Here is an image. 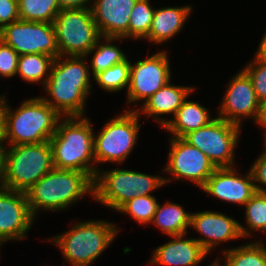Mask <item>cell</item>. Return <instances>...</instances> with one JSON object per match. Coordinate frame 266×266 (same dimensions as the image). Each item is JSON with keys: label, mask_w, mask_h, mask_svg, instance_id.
Segmentation results:
<instances>
[{"label": "cell", "mask_w": 266, "mask_h": 266, "mask_svg": "<svg viewBox=\"0 0 266 266\" xmlns=\"http://www.w3.org/2000/svg\"><path fill=\"white\" fill-rule=\"evenodd\" d=\"M86 56H58L44 85L41 98L62 117H85L93 79Z\"/></svg>", "instance_id": "1"}, {"label": "cell", "mask_w": 266, "mask_h": 266, "mask_svg": "<svg viewBox=\"0 0 266 266\" xmlns=\"http://www.w3.org/2000/svg\"><path fill=\"white\" fill-rule=\"evenodd\" d=\"M53 167L87 174L93 181L98 168L94 158V130L88 117H63L50 139Z\"/></svg>", "instance_id": "2"}, {"label": "cell", "mask_w": 266, "mask_h": 266, "mask_svg": "<svg viewBox=\"0 0 266 266\" xmlns=\"http://www.w3.org/2000/svg\"><path fill=\"white\" fill-rule=\"evenodd\" d=\"M32 216L41 211H63L88 194L93 199V180L75 170L53 168L26 192Z\"/></svg>", "instance_id": "3"}, {"label": "cell", "mask_w": 266, "mask_h": 266, "mask_svg": "<svg viewBox=\"0 0 266 266\" xmlns=\"http://www.w3.org/2000/svg\"><path fill=\"white\" fill-rule=\"evenodd\" d=\"M120 227L108 220H87L67 231L52 236L48 242L57 245L65 263L71 266H89L114 242Z\"/></svg>", "instance_id": "4"}, {"label": "cell", "mask_w": 266, "mask_h": 266, "mask_svg": "<svg viewBox=\"0 0 266 266\" xmlns=\"http://www.w3.org/2000/svg\"><path fill=\"white\" fill-rule=\"evenodd\" d=\"M63 117L40 96L25 99L15 110H6V146L50 141ZM8 144V145H7Z\"/></svg>", "instance_id": "5"}, {"label": "cell", "mask_w": 266, "mask_h": 266, "mask_svg": "<svg viewBox=\"0 0 266 266\" xmlns=\"http://www.w3.org/2000/svg\"><path fill=\"white\" fill-rule=\"evenodd\" d=\"M53 168L49 141L6 146L0 186L26 192Z\"/></svg>", "instance_id": "6"}, {"label": "cell", "mask_w": 266, "mask_h": 266, "mask_svg": "<svg viewBox=\"0 0 266 266\" xmlns=\"http://www.w3.org/2000/svg\"><path fill=\"white\" fill-rule=\"evenodd\" d=\"M162 186H165L164 175H151L122 168H112L108 171L101 169L93 181V199L117 211L128 200L152 195V192Z\"/></svg>", "instance_id": "7"}, {"label": "cell", "mask_w": 266, "mask_h": 266, "mask_svg": "<svg viewBox=\"0 0 266 266\" xmlns=\"http://www.w3.org/2000/svg\"><path fill=\"white\" fill-rule=\"evenodd\" d=\"M140 119L141 115L136 110H123L119 116L105 122L97 135L94 133L96 166L108 162L124 164L137 145L142 126Z\"/></svg>", "instance_id": "8"}, {"label": "cell", "mask_w": 266, "mask_h": 266, "mask_svg": "<svg viewBox=\"0 0 266 266\" xmlns=\"http://www.w3.org/2000/svg\"><path fill=\"white\" fill-rule=\"evenodd\" d=\"M52 24L59 56H86L102 37L91 8L62 9Z\"/></svg>", "instance_id": "9"}, {"label": "cell", "mask_w": 266, "mask_h": 266, "mask_svg": "<svg viewBox=\"0 0 266 266\" xmlns=\"http://www.w3.org/2000/svg\"><path fill=\"white\" fill-rule=\"evenodd\" d=\"M242 127L216 117L208 125L186 134L183 139L200 149L216 168L236 166V146Z\"/></svg>", "instance_id": "10"}, {"label": "cell", "mask_w": 266, "mask_h": 266, "mask_svg": "<svg viewBox=\"0 0 266 266\" xmlns=\"http://www.w3.org/2000/svg\"><path fill=\"white\" fill-rule=\"evenodd\" d=\"M169 143V159L162 173L171 176H164L165 185L173 182L172 180L175 182L186 179L201 188L215 171V165L200 149L190 145L183 138L170 137Z\"/></svg>", "instance_id": "11"}, {"label": "cell", "mask_w": 266, "mask_h": 266, "mask_svg": "<svg viewBox=\"0 0 266 266\" xmlns=\"http://www.w3.org/2000/svg\"><path fill=\"white\" fill-rule=\"evenodd\" d=\"M0 40L12 47L18 55L45 54L59 56L52 23L18 20L0 30Z\"/></svg>", "instance_id": "12"}, {"label": "cell", "mask_w": 266, "mask_h": 266, "mask_svg": "<svg viewBox=\"0 0 266 266\" xmlns=\"http://www.w3.org/2000/svg\"><path fill=\"white\" fill-rule=\"evenodd\" d=\"M166 50H159L134 64L130 61V83L127 104H142L172 78L171 64Z\"/></svg>", "instance_id": "13"}, {"label": "cell", "mask_w": 266, "mask_h": 266, "mask_svg": "<svg viewBox=\"0 0 266 266\" xmlns=\"http://www.w3.org/2000/svg\"><path fill=\"white\" fill-rule=\"evenodd\" d=\"M227 83L217 117L242 127L244 120L255 122L260 101L249 76L241 69Z\"/></svg>", "instance_id": "14"}, {"label": "cell", "mask_w": 266, "mask_h": 266, "mask_svg": "<svg viewBox=\"0 0 266 266\" xmlns=\"http://www.w3.org/2000/svg\"><path fill=\"white\" fill-rule=\"evenodd\" d=\"M35 220L25 192L0 186V248L8 241L27 238Z\"/></svg>", "instance_id": "15"}, {"label": "cell", "mask_w": 266, "mask_h": 266, "mask_svg": "<svg viewBox=\"0 0 266 266\" xmlns=\"http://www.w3.org/2000/svg\"><path fill=\"white\" fill-rule=\"evenodd\" d=\"M236 169L235 166L216 168L200 189L213 198L244 206L256 189L250 170L242 176Z\"/></svg>", "instance_id": "16"}, {"label": "cell", "mask_w": 266, "mask_h": 266, "mask_svg": "<svg viewBox=\"0 0 266 266\" xmlns=\"http://www.w3.org/2000/svg\"><path fill=\"white\" fill-rule=\"evenodd\" d=\"M226 215L208 210L191 213L190 228L202 236L194 239L208 254L221 243L243 238L238 220Z\"/></svg>", "instance_id": "17"}, {"label": "cell", "mask_w": 266, "mask_h": 266, "mask_svg": "<svg viewBox=\"0 0 266 266\" xmlns=\"http://www.w3.org/2000/svg\"><path fill=\"white\" fill-rule=\"evenodd\" d=\"M137 0H93V20L102 37L128 39L130 14Z\"/></svg>", "instance_id": "18"}, {"label": "cell", "mask_w": 266, "mask_h": 266, "mask_svg": "<svg viewBox=\"0 0 266 266\" xmlns=\"http://www.w3.org/2000/svg\"><path fill=\"white\" fill-rule=\"evenodd\" d=\"M186 236V234L169 236L172 240L155 248L148 264L198 266L209 254L194 238Z\"/></svg>", "instance_id": "19"}, {"label": "cell", "mask_w": 266, "mask_h": 266, "mask_svg": "<svg viewBox=\"0 0 266 266\" xmlns=\"http://www.w3.org/2000/svg\"><path fill=\"white\" fill-rule=\"evenodd\" d=\"M171 82L172 79L141 104L142 106L140 105L139 108L133 109L131 107L124 110H136L140 115L143 114L148 118L152 116L151 118L163 128L169 122V119L163 116L170 114V116L173 115L171 117H174L187 97L196 90L190 85H174Z\"/></svg>", "instance_id": "20"}, {"label": "cell", "mask_w": 266, "mask_h": 266, "mask_svg": "<svg viewBox=\"0 0 266 266\" xmlns=\"http://www.w3.org/2000/svg\"><path fill=\"white\" fill-rule=\"evenodd\" d=\"M192 8L191 5L156 8L150 32L145 40L154 45H162L176 37L188 21Z\"/></svg>", "instance_id": "21"}, {"label": "cell", "mask_w": 266, "mask_h": 266, "mask_svg": "<svg viewBox=\"0 0 266 266\" xmlns=\"http://www.w3.org/2000/svg\"><path fill=\"white\" fill-rule=\"evenodd\" d=\"M188 99L187 97L175 116L169 119V122L163 127L172 135L170 137L183 138L189 132L208 125L216 117H212L208 108L200 104L199 101Z\"/></svg>", "instance_id": "22"}, {"label": "cell", "mask_w": 266, "mask_h": 266, "mask_svg": "<svg viewBox=\"0 0 266 266\" xmlns=\"http://www.w3.org/2000/svg\"><path fill=\"white\" fill-rule=\"evenodd\" d=\"M190 221L191 213L187 212L182 205L167 201L164 204L158 203L151 224L169 236L188 235Z\"/></svg>", "instance_id": "23"}, {"label": "cell", "mask_w": 266, "mask_h": 266, "mask_svg": "<svg viewBox=\"0 0 266 266\" xmlns=\"http://www.w3.org/2000/svg\"><path fill=\"white\" fill-rule=\"evenodd\" d=\"M221 253L224 259L220 256L214 260L218 266H266V245L262 240L224 248Z\"/></svg>", "instance_id": "24"}, {"label": "cell", "mask_w": 266, "mask_h": 266, "mask_svg": "<svg viewBox=\"0 0 266 266\" xmlns=\"http://www.w3.org/2000/svg\"><path fill=\"white\" fill-rule=\"evenodd\" d=\"M123 40V38L101 37L96 45L86 54L87 58L93 55L89 62L92 77L98 72L106 70L128 58L118 45L116 46L113 44V42L116 43V41L122 43Z\"/></svg>", "instance_id": "25"}, {"label": "cell", "mask_w": 266, "mask_h": 266, "mask_svg": "<svg viewBox=\"0 0 266 266\" xmlns=\"http://www.w3.org/2000/svg\"><path fill=\"white\" fill-rule=\"evenodd\" d=\"M54 58L45 54H24L19 56L16 75L26 83L42 84V88L50 75Z\"/></svg>", "instance_id": "26"}, {"label": "cell", "mask_w": 266, "mask_h": 266, "mask_svg": "<svg viewBox=\"0 0 266 266\" xmlns=\"http://www.w3.org/2000/svg\"><path fill=\"white\" fill-rule=\"evenodd\" d=\"M243 207L246 226L239 223L243 239L251 238L254 232L266 235V192H256Z\"/></svg>", "instance_id": "27"}, {"label": "cell", "mask_w": 266, "mask_h": 266, "mask_svg": "<svg viewBox=\"0 0 266 266\" xmlns=\"http://www.w3.org/2000/svg\"><path fill=\"white\" fill-rule=\"evenodd\" d=\"M57 0H18L20 20L53 23L60 12Z\"/></svg>", "instance_id": "28"}, {"label": "cell", "mask_w": 266, "mask_h": 266, "mask_svg": "<svg viewBox=\"0 0 266 266\" xmlns=\"http://www.w3.org/2000/svg\"><path fill=\"white\" fill-rule=\"evenodd\" d=\"M92 79L102 90L117 93L127 89L130 83V60L117 63L95 74Z\"/></svg>", "instance_id": "29"}, {"label": "cell", "mask_w": 266, "mask_h": 266, "mask_svg": "<svg viewBox=\"0 0 266 266\" xmlns=\"http://www.w3.org/2000/svg\"><path fill=\"white\" fill-rule=\"evenodd\" d=\"M156 6L152 7L150 0H137L130 14L128 39L144 40L152 24Z\"/></svg>", "instance_id": "30"}, {"label": "cell", "mask_w": 266, "mask_h": 266, "mask_svg": "<svg viewBox=\"0 0 266 266\" xmlns=\"http://www.w3.org/2000/svg\"><path fill=\"white\" fill-rule=\"evenodd\" d=\"M158 203L155 196L142 195L128 200L117 212L127 214L129 217L131 216V218L140 225H151Z\"/></svg>", "instance_id": "31"}, {"label": "cell", "mask_w": 266, "mask_h": 266, "mask_svg": "<svg viewBox=\"0 0 266 266\" xmlns=\"http://www.w3.org/2000/svg\"><path fill=\"white\" fill-rule=\"evenodd\" d=\"M241 69L251 79L258 100H266V62L253 56L252 61Z\"/></svg>", "instance_id": "32"}, {"label": "cell", "mask_w": 266, "mask_h": 266, "mask_svg": "<svg viewBox=\"0 0 266 266\" xmlns=\"http://www.w3.org/2000/svg\"><path fill=\"white\" fill-rule=\"evenodd\" d=\"M18 60V53L0 40V77L16 76Z\"/></svg>", "instance_id": "33"}, {"label": "cell", "mask_w": 266, "mask_h": 266, "mask_svg": "<svg viewBox=\"0 0 266 266\" xmlns=\"http://www.w3.org/2000/svg\"><path fill=\"white\" fill-rule=\"evenodd\" d=\"M256 192H266V148L249 168Z\"/></svg>", "instance_id": "34"}, {"label": "cell", "mask_w": 266, "mask_h": 266, "mask_svg": "<svg viewBox=\"0 0 266 266\" xmlns=\"http://www.w3.org/2000/svg\"><path fill=\"white\" fill-rule=\"evenodd\" d=\"M18 20V0H0V30Z\"/></svg>", "instance_id": "35"}, {"label": "cell", "mask_w": 266, "mask_h": 266, "mask_svg": "<svg viewBox=\"0 0 266 266\" xmlns=\"http://www.w3.org/2000/svg\"><path fill=\"white\" fill-rule=\"evenodd\" d=\"M91 2L93 3V0H57L61 10L91 8Z\"/></svg>", "instance_id": "36"}, {"label": "cell", "mask_w": 266, "mask_h": 266, "mask_svg": "<svg viewBox=\"0 0 266 266\" xmlns=\"http://www.w3.org/2000/svg\"><path fill=\"white\" fill-rule=\"evenodd\" d=\"M6 97V94L0 95V138H4L5 135L6 110L8 107V99Z\"/></svg>", "instance_id": "37"}, {"label": "cell", "mask_w": 266, "mask_h": 266, "mask_svg": "<svg viewBox=\"0 0 266 266\" xmlns=\"http://www.w3.org/2000/svg\"><path fill=\"white\" fill-rule=\"evenodd\" d=\"M254 124H257V126H259L260 128H264L263 131V137L264 140L263 142H266V100L261 101L260 102V106H259V111H258V115L257 118L255 120V122H253Z\"/></svg>", "instance_id": "38"}, {"label": "cell", "mask_w": 266, "mask_h": 266, "mask_svg": "<svg viewBox=\"0 0 266 266\" xmlns=\"http://www.w3.org/2000/svg\"><path fill=\"white\" fill-rule=\"evenodd\" d=\"M255 53L254 56L256 58L266 62V32L264 33Z\"/></svg>", "instance_id": "39"}, {"label": "cell", "mask_w": 266, "mask_h": 266, "mask_svg": "<svg viewBox=\"0 0 266 266\" xmlns=\"http://www.w3.org/2000/svg\"><path fill=\"white\" fill-rule=\"evenodd\" d=\"M5 141L4 138H0V178L4 167V154H5Z\"/></svg>", "instance_id": "40"}, {"label": "cell", "mask_w": 266, "mask_h": 266, "mask_svg": "<svg viewBox=\"0 0 266 266\" xmlns=\"http://www.w3.org/2000/svg\"><path fill=\"white\" fill-rule=\"evenodd\" d=\"M209 266H218V265L215 261H212L211 265L209 264Z\"/></svg>", "instance_id": "41"}]
</instances>
